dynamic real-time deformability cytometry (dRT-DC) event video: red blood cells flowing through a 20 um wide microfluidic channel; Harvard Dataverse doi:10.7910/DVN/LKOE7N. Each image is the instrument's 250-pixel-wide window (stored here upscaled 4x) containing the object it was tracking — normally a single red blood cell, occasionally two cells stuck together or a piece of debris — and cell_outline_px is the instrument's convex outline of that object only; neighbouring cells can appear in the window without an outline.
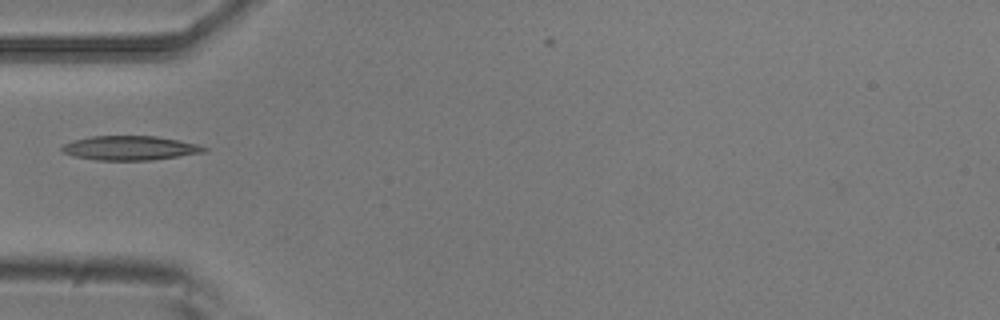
{"species": "common noctule bat (a hibernating species)", "species_latin": "Nyctalus noctula", "temperature_condition": "room temperature", "stored_images_in_passage": 6, "camera_frame_rate_fps": 3000, "um_per_image_px": 0.085, "animal": {"sex": "male", "body_mass_g": 20.5, "forearm_length_mm": 52.5}, "frame": {"image": 1, "passage_image": 5, "time_ms": 1.333, "image_size_px": [1000, 320], "cell_outline_px": [[208, 148], [204, 152], [152, 160], [96, 160], [76, 156], [64, 152], [60, 148], [60, 144], [92, 136], [156, 136], [200, 144]], "centroid_in_image_um": [11.06, 12.57], "position_along_channel_um": 73.9, "area_um2": 20.0}}